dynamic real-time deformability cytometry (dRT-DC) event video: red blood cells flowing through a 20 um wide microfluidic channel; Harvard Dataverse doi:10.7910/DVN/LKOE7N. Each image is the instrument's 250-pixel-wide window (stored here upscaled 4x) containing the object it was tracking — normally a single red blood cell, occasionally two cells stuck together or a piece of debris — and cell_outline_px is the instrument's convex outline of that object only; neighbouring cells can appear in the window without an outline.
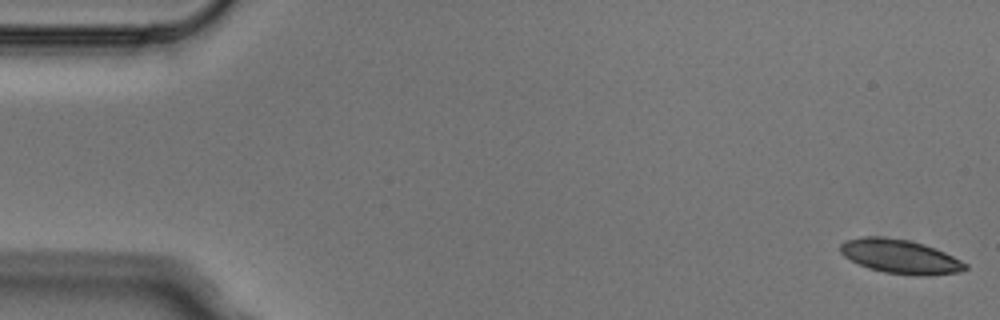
{"species": "Egyptian fruit bat (a non-hibernating species)", "species_latin": "Rousettus aegyptiacus", "temperature_condition": "cold", "stored_images_in_passage": 4, "camera_frame_rate_fps": 3000, "um_per_image_px": 0.085, "animal": {"sex": "male"}, "frame": {"image": 1, "passage_image": 1, "time_ms": 0.0, "image_size_px": [1000, 320], "cell_outline_px": [[968, 268], [960, 272], [928, 276], [912, 276], [884, 272], [868, 268], [844, 256], [840, 252], [840, 244], [844, 240], [864, 236], [884, 236], [908, 240], [924, 244], [944, 252], [968, 264]], "centroid_in_image_um": [76.52, 21.81], "position_along_channel_um": 8.5, "area_um2": 24.97}}
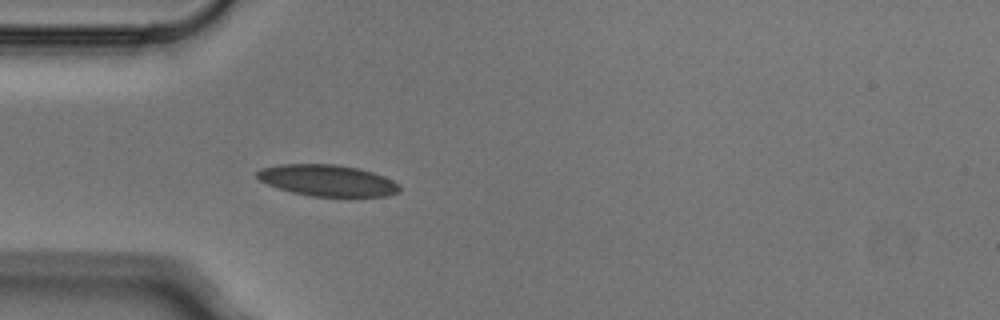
{"frame": {"image": 2, "passage_image": 4, "time_ms": 1.0, "image_size_px": [1000, 320], "cell_outline_px": [[400, 192], [388, 196], [348, 200], [312, 196], [292, 192], [268, 184], [260, 180], [256, 176], [256, 172], [260, 168], [280, 164], [336, 164], [360, 168], [384, 176], [400, 184]], "centroid_in_image_um": [27.93, 15.39], "position_along_channel_um": 57.1, "area_um2": 27.17}}